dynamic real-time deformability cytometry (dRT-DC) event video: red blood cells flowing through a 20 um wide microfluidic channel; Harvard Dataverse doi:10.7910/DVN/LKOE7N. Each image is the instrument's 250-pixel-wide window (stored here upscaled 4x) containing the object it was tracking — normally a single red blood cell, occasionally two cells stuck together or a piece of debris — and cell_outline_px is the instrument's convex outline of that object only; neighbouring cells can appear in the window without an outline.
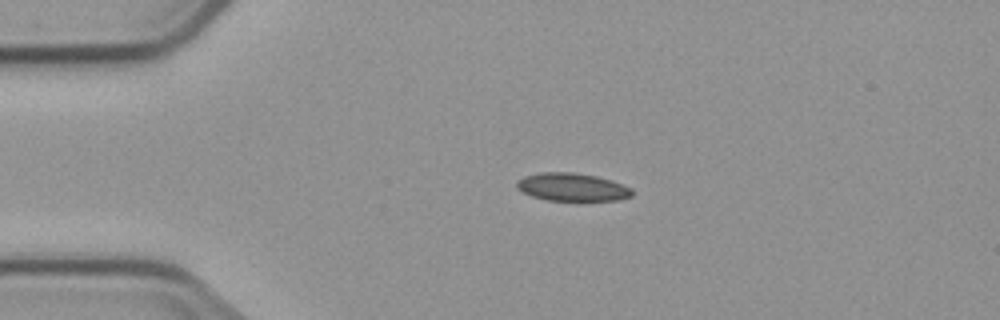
{"species": "common noctule bat (a hibernating species)", "species_latin": "Nyctalus noctula", "temperature_condition": "cold", "stored_images_in_passage": 2, "camera_frame_rate_fps": 3000, "um_per_image_px": 0.085, "animal": {"sex": "male", "body_mass_g": 23.1, "forearm_length_mm": 52.7}, "frame": {"image": 1, "passage_image": 1, "time_ms": 0.0, "image_size_px": [1000, 320], "cell_outline_px": [[632, 196], [620, 200], [548, 200], [532, 196], [520, 192], [516, 188], [516, 180], [524, 176], [540, 172], [572, 172], [596, 176], [612, 180], [632, 188]], "centroid_in_image_um": [48.6, 15.89], "position_along_channel_um": 36.4, "area_um2": 18.9}}